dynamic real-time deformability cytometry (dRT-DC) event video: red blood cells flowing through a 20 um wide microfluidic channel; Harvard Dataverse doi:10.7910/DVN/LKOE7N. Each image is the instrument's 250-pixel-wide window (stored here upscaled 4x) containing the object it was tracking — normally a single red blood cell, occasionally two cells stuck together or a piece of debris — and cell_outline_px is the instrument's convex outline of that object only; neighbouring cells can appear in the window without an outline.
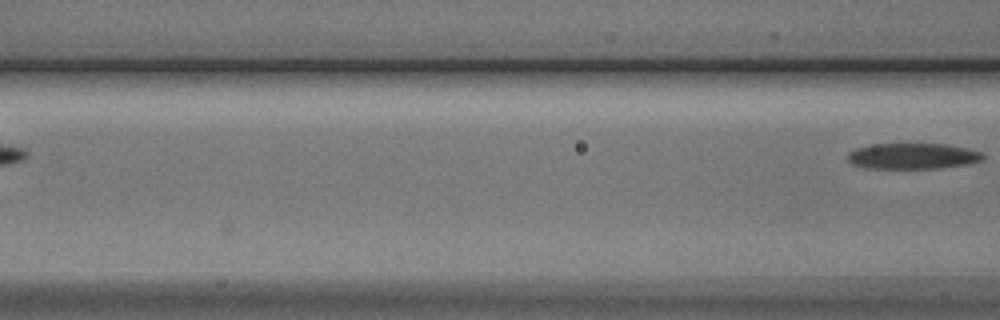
{"species": "Egyptian fruit bat (a non-hibernating species)", "species_latin": "Rousettus aegyptiacus", "temperature_condition": "cold", "stored_images_in_passage": 3, "camera_frame_rate_fps": 3000, "um_per_image_px": 0.085, "animal": {"sex": "male"}, "frame": {"image": 1, "passage_image": 3, "time_ms": 2.333, "image_size_px": [1000, 320], "cell_outline_px": [[984, 160], [964, 164], [940, 168], [864, 168], [852, 164], [848, 160], [848, 152], [856, 148], [868, 144], [944, 144], [968, 148], [984, 152]], "centroid_in_image_um": [77.57, 13.26], "position_along_channel_um": 89.0, "area_um2": 20.46}}